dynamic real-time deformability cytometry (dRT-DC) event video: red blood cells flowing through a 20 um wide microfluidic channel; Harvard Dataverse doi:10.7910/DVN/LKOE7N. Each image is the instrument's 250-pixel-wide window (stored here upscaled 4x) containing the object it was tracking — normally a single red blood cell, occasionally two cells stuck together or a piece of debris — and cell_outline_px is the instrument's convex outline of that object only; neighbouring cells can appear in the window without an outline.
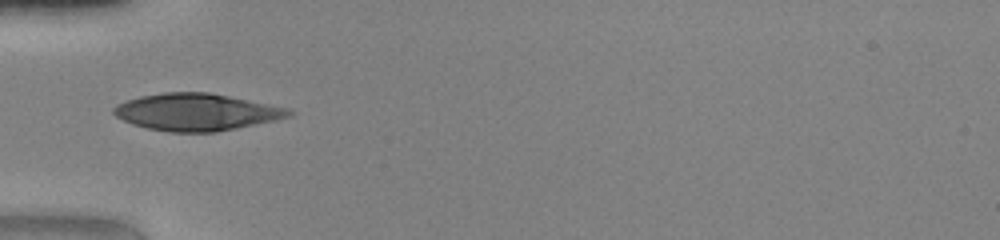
{"species": "human", "species_latin": "Homo sapiens", "temperature_condition": "warm", "stored_images_in_passage": 33, "camera_frame_rate_fps": 3000, "um_per_image_px": 0.085, "donor": {"sex": "female"}, "frame": {"image": 1, "passage_image": 1, "time_ms": 0.0, "image_size_px": [1000, 240], "cell_outline_px": [[296, 112], [292, 116], [276, 120], [216, 132], [168, 132], [148, 128], [132, 124], [116, 116], [112, 112], [112, 108], [116, 104], [140, 96], [164, 92], [208, 92], [288, 108]], "centroid_in_image_um": [16.69, 9.53], "position_along_channel_um": 68.3, "area_um2": 37.74}}
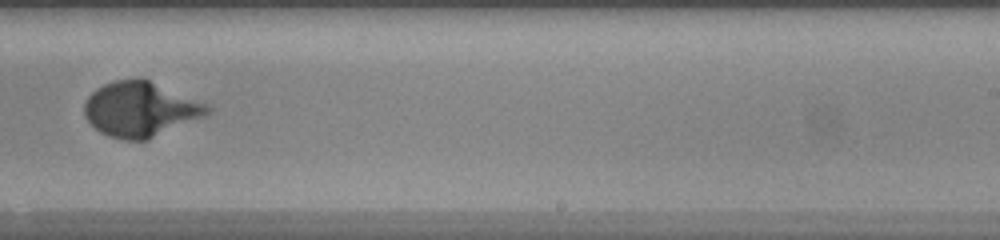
{"frame": {"image": 2, "passage_image": 16, "time_ms": 5.0, "image_size_px": [1000, 240], "cell_outline_px": [[212, 112], [204, 116], [148, 140], [124, 140], [108, 136], [100, 132], [84, 116], [84, 104], [88, 96], [96, 88], [104, 84], [116, 80], [140, 76], [208, 104], [212, 108]], "centroid_in_image_um": [11.93, 9.27], "position_along_channel_um": 277.1, "area_um2": 39.59}}
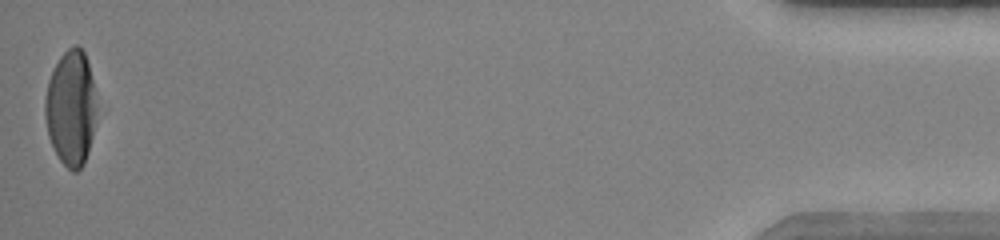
{"frame": {"image": 3, "passage_image": 33, "time_ms": 10.667, "image_size_px": [1000, 240], "cell_outline_px": [[108, 108], [84, 164], [76, 172], [72, 172], [60, 160], [48, 136], [44, 116], [44, 100], [48, 80], [60, 56], [72, 44], [76, 44], [84, 52]], "centroid_in_image_um": [6.23, 9.18], "position_along_channel_um": 429.0, "area_um2": 38.38}}